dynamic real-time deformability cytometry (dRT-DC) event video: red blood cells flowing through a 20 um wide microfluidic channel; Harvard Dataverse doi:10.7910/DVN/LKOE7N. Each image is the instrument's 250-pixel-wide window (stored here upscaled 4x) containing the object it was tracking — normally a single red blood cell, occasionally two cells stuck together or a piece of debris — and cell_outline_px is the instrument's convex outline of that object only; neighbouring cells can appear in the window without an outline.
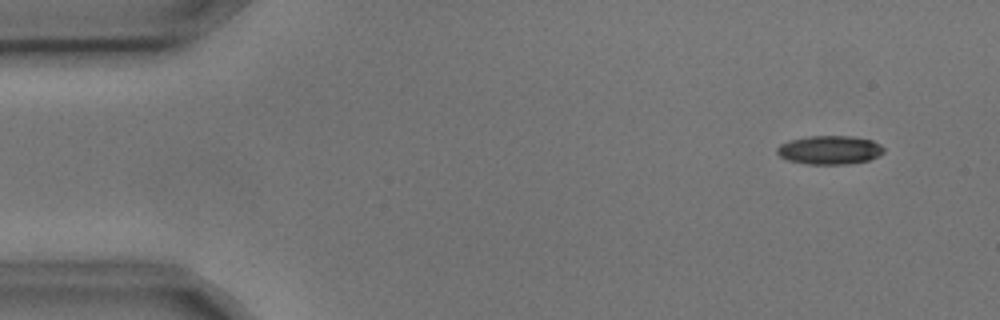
{"species": "common noctule bat (a hibernating species)", "species_latin": "Nyctalus noctula", "temperature_condition": "cold", "stored_images_in_passage": 4, "camera_frame_rate_fps": 3000, "um_per_image_px": 0.085, "animal": {"sex": "male", "body_mass_g": 17.9, "forearm_length_mm": 54.2}, "frame": {"image": 1, "passage_image": 1, "time_ms": 0.0, "image_size_px": [1000, 320], "cell_outline_px": [[884, 152], [868, 160], [848, 164], [808, 164], [788, 160], [780, 156], [776, 152], [776, 148], [780, 144], [788, 140], [808, 136], [852, 136], [872, 140], [880, 144], [884, 148]], "centroid_in_image_um": [70.5, 12.74], "position_along_channel_um": 14.5, "area_um2": 17.86}}
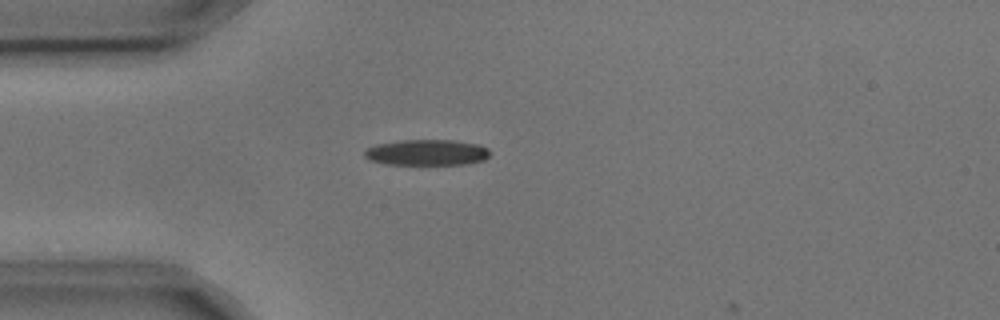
{"frame": {"image": 2, "passage_image": 4, "time_ms": 1.0, "image_size_px": [1000, 320], "cell_outline_px": [[488, 156], [484, 160], [464, 164], [384, 164], [368, 160], [364, 156], [364, 152], [368, 148], [376, 144], [400, 140], [452, 140], [480, 144], [488, 148]], "centroid_in_image_um": [36.25, 12.95], "position_along_channel_um": 48.7, "area_um2": 18.9}}